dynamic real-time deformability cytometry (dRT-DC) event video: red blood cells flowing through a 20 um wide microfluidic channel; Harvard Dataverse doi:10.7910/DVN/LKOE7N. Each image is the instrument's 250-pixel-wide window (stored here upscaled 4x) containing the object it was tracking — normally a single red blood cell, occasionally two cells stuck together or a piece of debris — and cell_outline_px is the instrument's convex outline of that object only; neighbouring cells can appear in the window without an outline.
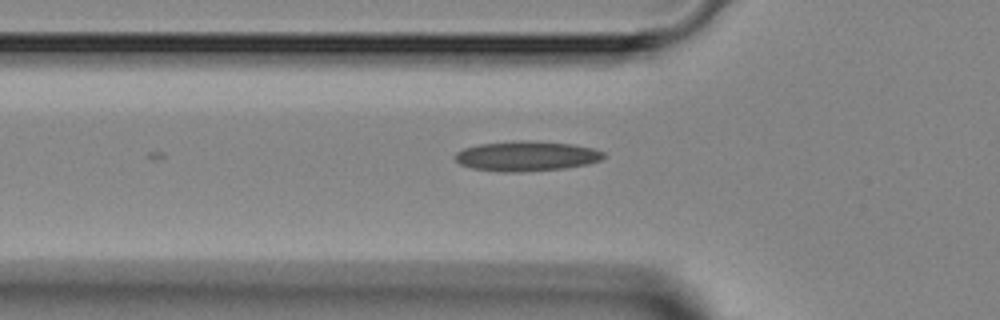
{"species": "Egyptian fruit bat (a non-hibernating species)", "species_latin": "Rousettus aegyptiacus", "temperature_condition": "room temperature", "stored_images_in_passage": 3, "camera_frame_rate_fps": 3000, "um_per_image_px": 0.085, "animal": {"sex": "female"}, "frame": {"image": 1, "passage_image": 3, "time_ms": 2.333, "image_size_px": [1000, 320], "cell_outline_px": [[604, 156], [600, 160], [588, 164], [564, 168], [520, 172], [500, 172], [472, 168], [460, 164], [456, 160], [456, 152], [464, 148], [480, 144], [516, 140], [536, 140], [572, 144], [592, 148], [604, 152]], "centroid_in_image_um": [44.75, 13.26], "position_along_channel_um": 81.1, "area_um2": 26.01}}